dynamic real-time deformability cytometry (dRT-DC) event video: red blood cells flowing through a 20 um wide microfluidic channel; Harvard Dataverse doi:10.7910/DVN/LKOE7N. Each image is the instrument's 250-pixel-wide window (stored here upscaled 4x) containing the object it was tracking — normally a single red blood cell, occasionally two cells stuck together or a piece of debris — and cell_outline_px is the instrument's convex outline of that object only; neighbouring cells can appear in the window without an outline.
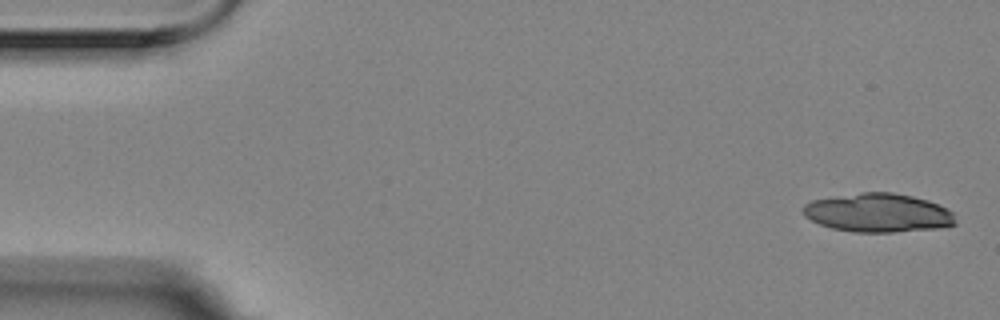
{"species": "Egyptian fruit bat (a non-hibernating species)", "species_latin": "Rousettus aegyptiacus", "temperature_condition": "room temperature", "stored_images_in_passage": 4, "camera_frame_rate_fps": 3000, "um_per_image_px": 0.085, "animal": {"sex": "female"}, "frame": {"image": 1, "passage_image": 1, "time_ms": 0.0, "image_size_px": [1000, 320], "cell_outline_px": [[956, 224], [940, 228], [892, 232], [852, 232], [832, 228], [820, 224], [804, 216], [804, 204], [812, 200], [864, 192], [892, 192], [912, 196], [928, 200], [952, 212], [956, 220]], "centroid_in_image_um": [74.65, 18.09], "position_along_channel_um": 10.4, "area_um2": 34.16}}